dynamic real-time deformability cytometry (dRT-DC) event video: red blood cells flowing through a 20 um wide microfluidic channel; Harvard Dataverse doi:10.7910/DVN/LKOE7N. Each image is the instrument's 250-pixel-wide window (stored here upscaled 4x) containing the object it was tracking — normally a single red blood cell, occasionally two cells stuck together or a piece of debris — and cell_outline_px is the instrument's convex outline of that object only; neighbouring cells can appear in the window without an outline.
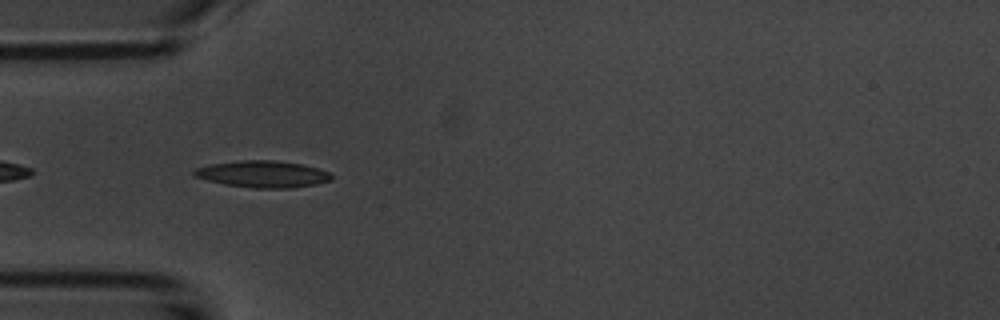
{"species": "common noctule bat (a hibernating species)", "species_latin": "Nyctalus noctula", "temperature_condition": "room temperature", "stored_images_in_passage": 37, "camera_frame_rate_fps": 3000, "um_per_image_px": 0.085, "animal": {"sex": "male", "body_mass_g": 20.1, "forearm_length_mm": 53.5}, "frame": {"image": 1, "passage_image": 1, "time_ms": 0.0, "image_size_px": [1000, 320], "cell_outline_px": [[332, 180], [316, 184], [292, 188], [252, 188], [224, 184], [192, 176], [192, 172], [196, 168], [212, 164], [240, 160], [272, 160], [300, 164], [316, 168], [328, 172], [332, 176]], "centroid_in_image_um": [22.31, 14.8], "position_along_channel_um": 62.7, "area_um2": 21.27}}
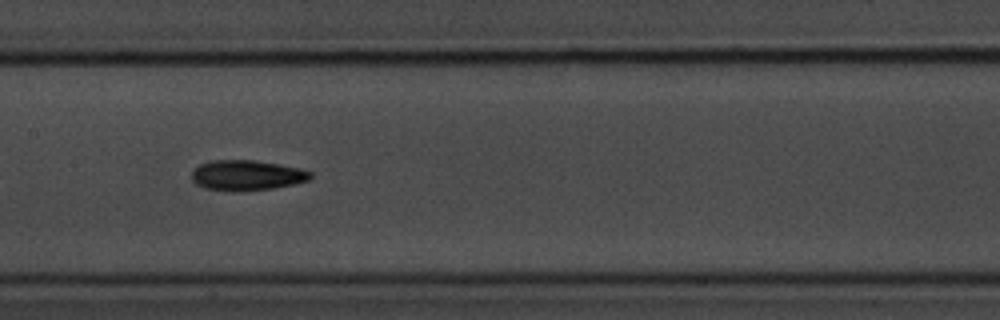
{"frame": {"image": 2, "passage_image": 11, "time_ms": 3.333, "image_size_px": [1000, 320], "cell_outline_px": [[312, 176], [308, 180], [276, 188], [232, 192], [204, 188], [196, 184], [192, 180], [192, 172], [200, 164], [212, 160], [252, 160], [280, 164], [300, 168], [312, 172]], "centroid_in_image_um": [20.97, 14.91], "position_along_channel_um": 186.4, "area_um2": 21.04}, "authors_computed_cell_mechanics": {"area_um2": 19.7676, "velocity_mm_per_s": 3.7231, "shape_relaxation_time_tau1_ms": 2.8133, "shape_relaxation_time_tau2_ms": 4.6607, "deformation_change_tau1": 0.1297, "deformation_change_tau2": 0.1421}}